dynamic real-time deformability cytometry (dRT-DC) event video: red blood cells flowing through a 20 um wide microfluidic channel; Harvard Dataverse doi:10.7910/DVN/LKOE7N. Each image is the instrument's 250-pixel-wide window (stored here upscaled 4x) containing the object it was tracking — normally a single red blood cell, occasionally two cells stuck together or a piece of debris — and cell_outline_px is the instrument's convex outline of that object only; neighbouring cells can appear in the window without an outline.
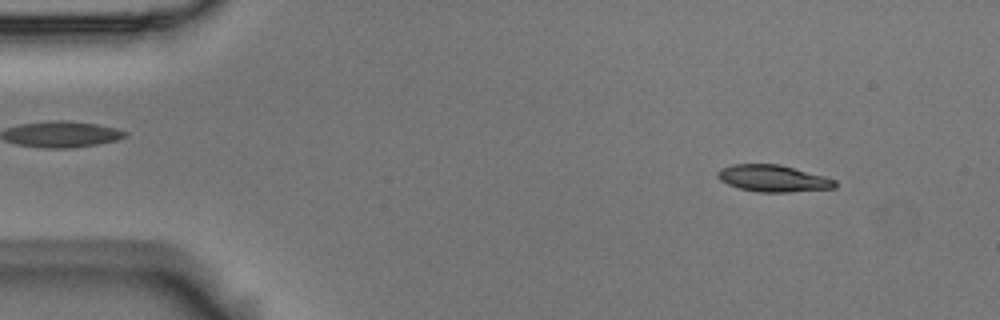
{"species": "Egyptian fruit bat (a non-hibernating species)", "species_latin": "Rousettus aegyptiacus", "temperature_condition": "room temperature", "stored_images_in_passage": 3, "camera_frame_rate_fps": 3000, "um_per_image_px": 0.085, "animal": {"sex": "male"}, "frame": {"image": 1, "passage_image": 1, "time_ms": 0.0, "image_size_px": [1000, 320], "cell_outline_px": [[836, 188], [788, 192], [756, 192], [740, 188], [728, 184], [720, 180], [716, 176], [716, 172], [720, 168], [732, 164], [780, 164], [824, 176], [836, 180]], "centroid_in_image_um": [65.69, 15.16], "position_along_channel_um": 19.3, "area_um2": 18.38}}